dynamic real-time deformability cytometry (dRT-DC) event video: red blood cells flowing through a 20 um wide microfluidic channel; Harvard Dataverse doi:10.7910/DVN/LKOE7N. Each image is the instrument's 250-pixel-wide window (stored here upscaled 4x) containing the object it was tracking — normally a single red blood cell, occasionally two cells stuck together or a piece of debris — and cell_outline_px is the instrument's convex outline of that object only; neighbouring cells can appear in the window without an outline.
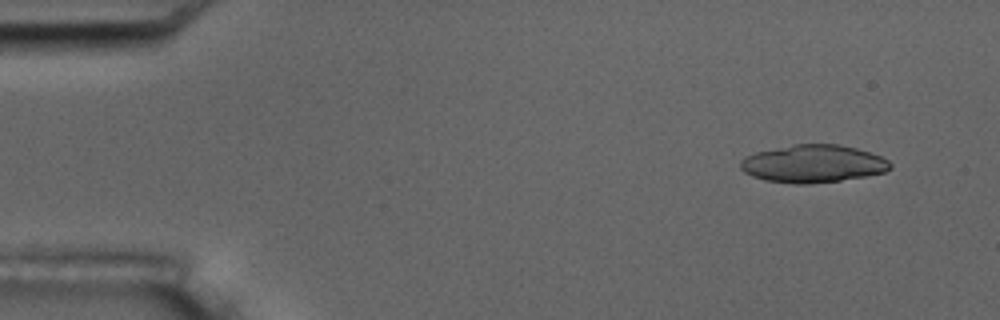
{"species": "common noctule bat (a hibernating species)", "species_latin": "Nyctalus noctula", "temperature_condition": "room temperature", "stored_images_in_passage": 6, "camera_frame_rate_fps": 3000, "um_per_image_px": 0.085, "animal": {"sex": "male", "body_mass_g": 17.5, "forearm_length_mm": 52.3}, "frame": {"image": 1, "passage_image": 2, "time_ms": 1.333, "image_size_px": [1000, 320], "cell_outline_px": [[892, 168], [884, 172], [864, 176], [840, 180], [808, 184], [796, 184], [764, 180], [752, 176], [744, 172], [740, 168], [740, 160], [744, 156], [756, 152], [792, 144], [840, 144], [856, 148], [880, 156], [888, 160], [892, 164]], "centroid_in_image_um": [69.08, 13.91], "position_along_channel_um": 15.9, "area_um2": 32.95}}